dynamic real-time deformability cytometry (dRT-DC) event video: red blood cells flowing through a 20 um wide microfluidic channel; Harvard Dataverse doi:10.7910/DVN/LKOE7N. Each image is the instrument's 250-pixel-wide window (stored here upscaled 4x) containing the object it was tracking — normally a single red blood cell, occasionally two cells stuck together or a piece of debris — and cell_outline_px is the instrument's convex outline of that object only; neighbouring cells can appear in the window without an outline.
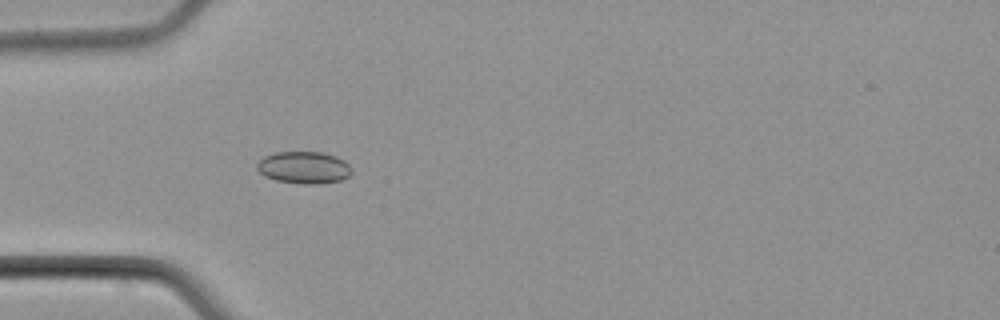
{"species": "common noctule bat (a hibernating species)", "species_latin": "Nyctalus noctula", "temperature_condition": "cold", "stored_images_in_passage": 4, "camera_frame_rate_fps": 3000, "um_per_image_px": 0.085, "animal": {"sex": "male", "body_mass_g": 21.5, "forearm_length_mm": 52.0}, "frame": {"image": 1, "passage_image": 4, "time_ms": 3.667, "image_size_px": [1000, 320], "cell_outline_px": [[352, 172], [348, 176], [340, 180], [316, 184], [304, 184], [276, 180], [264, 176], [256, 168], [256, 164], [264, 156], [276, 152], [324, 152], [336, 156], [344, 160], [352, 168]], "centroid_in_image_um": [25.83, 14.23], "position_along_channel_um": 59.2, "area_um2": 17.74}}